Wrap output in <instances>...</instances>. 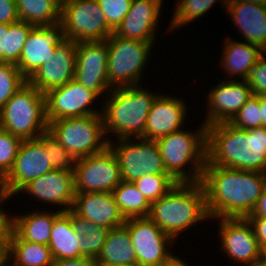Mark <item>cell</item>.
Wrapping results in <instances>:
<instances>
[{
  "label": "cell",
  "mask_w": 266,
  "mask_h": 266,
  "mask_svg": "<svg viewBox=\"0 0 266 266\" xmlns=\"http://www.w3.org/2000/svg\"><path fill=\"white\" fill-rule=\"evenodd\" d=\"M201 184L210 218H247L266 185V173L205 164Z\"/></svg>",
  "instance_id": "obj_1"
},
{
  "label": "cell",
  "mask_w": 266,
  "mask_h": 266,
  "mask_svg": "<svg viewBox=\"0 0 266 266\" xmlns=\"http://www.w3.org/2000/svg\"><path fill=\"white\" fill-rule=\"evenodd\" d=\"M266 173V128L243 130L229 122L206 128V163Z\"/></svg>",
  "instance_id": "obj_2"
},
{
  "label": "cell",
  "mask_w": 266,
  "mask_h": 266,
  "mask_svg": "<svg viewBox=\"0 0 266 266\" xmlns=\"http://www.w3.org/2000/svg\"><path fill=\"white\" fill-rule=\"evenodd\" d=\"M148 217L174 240L190 226L210 219L201 182H178L167 194L151 203Z\"/></svg>",
  "instance_id": "obj_3"
},
{
  "label": "cell",
  "mask_w": 266,
  "mask_h": 266,
  "mask_svg": "<svg viewBox=\"0 0 266 266\" xmlns=\"http://www.w3.org/2000/svg\"><path fill=\"white\" fill-rule=\"evenodd\" d=\"M148 91L140 85L111 89L101 111L105 135L113 133L116 139H122L140 138L145 134L148 113L159 95Z\"/></svg>",
  "instance_id": "obj_4"
},
{
  "label": "cell",
  "mask_w": 266,
  "mask_h": 266,
  "mask_svg": "<svg viewBox=\"0 0 266 266\" xmlns=\"http://www.w3.org/2000/svg\"><path fill=\"white\" fill-rule=\"evenodd\" d=\"M206 128L202 126L195 133L185 130L172 132L157 139L166 171L177 182H200L206 163ZM190 164L192 170L183 167Z\"/></svg>",
  "instance_id": "obj_5"
},
{
  "label": "cell",
  "mask_w": 266,
  "mask_h": 266,
  "mask_svg": "<svg viewBox=\"0 0 266 266\" xmlns=\"http://www.w3.org/2000/svg\"><path fill=\"white\" fill-rule=\"evenodd\" d=\"M0 128L21 138L36 139L48 130L45 94L28 82L0 109Z\"/></svg>",
  "instance_id": "obj_6"
},
{
  "label": "cell",
  "mask_w": 266,
  "mask_h": 266,
  "mask_svg": "<svg viewBox=\"0 0 266 266\" xmlns=\"http://www.w3.org/2000/svg\"><path fill=\"white\" fill-rule=\"evenodd\" d=\"M48 131L75 160L103 151L109 142L102 114L50 121Z\"/></svg>",
  "instance_id": "obj_7"
},
{
  "label": "cell",
  "mask_w": 266,
  "mask_h": 266,
  "mask_svg": "<svg viewBox=\"0 0 266 266\" xmlns=\"http://www.w3.org/2000/svg\"><path fill=\"white\" fill-rule=\"evenodd\" d=\"M108 43V84L115 87L140 85L153 43L125 39L114 33ZM140 82V83H139Z\"/></svg>",
  "instance_id": "obj_8"
},
{
  "label": "cell",
  "mask_w": 266,
  "mask_h": 266,
  "mask_svg": "<svg viewBox=\"0 0 266 266\" xmlns=\"http://www.w3.org/2000/svg\"><path fill=\"white\" fill-rule=\"evenodd\" d=\"M132 139L133 141L131 138L117 139L118 145L110 139L108 142L118 160L122 180L135 182L147 174L170 175L166 171L156 140L141 137ZM134 140L140 142L133 143Z\"/></svg>",
  "instance_id": "obj_9"
},
{
  "label": "cell",
  "mask_w": 266,
  "mask_h": 266,
  "mask_svg": "<svg viewBox=\"0 0 266 266\" xmlns=\"http://www.w3.org/2000/svg\"><path fill=\"white\" fill-rule=\"evenodd\" d=\"M64 37L76 42L105 41L114 31L108 26L97 0H72L61 6Z\"/></svg>",
  "instance_id": "obj_10"
},
{
  "label": "cell",
  "mask_w": 266,
  "mask_h": 266,
  "mask_svg": "<svg viewBox=\"0 0 266 266\" xmlns=\"http://www.w3.org/2000/svg\"><path fill=\"white\" fill-rule=\"evenodd\" d=\"M73 173L75 193H109L122 181L118 160L109 146L76 159Z\"/></svg>",
  "instance_id": "obj_11"
},
{
  "label": "cell",
  "mask_w": 266,
  "mask_h": 266,
  "mask_svg": "<svg viewBox=\"0 0 266 266\" xmlns=\"http://www.w3.org/2000/svg\"><path fill=\"white\" fill-rule=\"evenodd\" d=\"M124 225L128 228L139 266H165L176 258L168 248L176 240L149 217L130 218Z\"/></svg>",
  "instance_id": "obj_12"
},
{
  "label": "cell",
  "mask_w": 266,
  "mask_h": 266,
  "mask_svg": "<svg viewBox=\"0 0 266 266\" xmlns=\"http://www.w3.org/2000/svg\"><path fill=\"white\" fill-rule=\"evenodd\" d=\"M51 170L53 167L44 144L38 138L23 140L12 169L0 184L13 197L28 182Z\"/></svg>",
  "instance_id": "obj_13"
},
{
  "label": "cell",
  "mask_w": 266,
  "mask_h": 266,
  "mask_svg": "<svg viewBox=\"0 0 266 266\" xmlns=\"http://www.w3.org/2000/svg\"><path fill=\"white\" fill-rule=\"evenodd\" d=\"M107 64V40L77 42L74 79L98 96L112 88L108 84Z\"/></svg>",
  "instance_id": "obj_14"
},
{
  "label": "cell",
  "mask_w": 266,
  "mask_h": 266,
  "mask_svg": "<svg viewBox=\"0 0 266 266\" xmlns=\"http://www.w3.org/2000/svg\"><path fill=\"white\" fill-rule=\"evenodd\" d=\"M98 97L95 92L86 89L75 79L63 86L50 89L45 93L47 123L62 118L102 114L90 107Z\"/></svg>",
  "instance_id": "obj_15"
},
{
  "label": "cell",
  "mask_w": 266,
  "mask_h": 266,
  "mask_svg": "<svg viewBox=\"0 0 266 266\" xmlns=\"http://www.w3.org/2000/svg\"><path fill=\"white\" fill-rule=\"evenodd\" d=\"M222 251L241 265L254 266L259 261L260 245L247 218H217Z\"/></svg>",
  "instance_id": "obj_16"
},
{
  "label": "cell",
  "mask_w": 266,
  "mask_h": 266,
  "mask_svg": "<svg viewBox=\"0 0 266 266\" xmlns=\"http://www.w3.org/2000/svg\"><path fill=\"white\" fill-rule=\"evenodd\" d=\"M77 42L64 39L55 49L54 54L27 80L43 94L50 89L63 86L74 79Z\"/></svg>",
  "instance_id": "obj_17"
},
{
  "label": "cell",
  "mask_w": 266,
  "mask_h": 266,
  "mask_svg": "<svg viewBox=\"0 0 266 266\" xmlns=\"http://www.w3.org/2000/svg\"><path fill=\"white\" fill-rule=\"evenodd\" d=\"M253 95L247 80H223L208 93L206 126L230 122Z\"/></svg>",
  "instance_id": "obj_18"
},
{
  "label": "cell",
  "mask_w": 266,
  "mask_h": 266,
  "mask_svg": "<svg viewBox=\"0 0 266 266\" xmlns=\"http://www.w3.org/2000/svg\"><path fill=\"white\" fill-rule=\"evenodd\" d=\"M64 39V31L60 23L52 26H34L16 64L22 75L28 80L42 64L48 63L56 46Z\"/></svg>",
  "instance_id": "obj_19"
},
{
  "label": "cell",
  "mask_w": 266,
  "mask_h": 266,
  "mask_svg": "<svg viewBox=\"0 0 266 266\" xmlns=\"http://www.w3.org/2000/svg\"><path fill=\"white\" fill-rule=\"evenodd\" d=\"M33 195L38 201L49 203L50 205L64 206L60 208L62 212H67L72 208L75 190L73 171L53 169L42 176L31 180L19 191Z\"/></svg>",
  "instance_id": "obj_20"
},
{
  "label": "cell",
  "mask_w": 266,
  "mask_h": 266,
  "mask_svg": "<svg viewBox=\"0 0 266 266\" xmlns=\"http://www.w3.org/2000/svg\"><path fill=\"white\" fill-rule=\"evenodd\" d=\"M162 2V0H132L128 13L114 34L125 39L154 44Z\"/></svg>",
  "instance_id": "obj_21"
},
{
  "label": "cell",
  "mask_w": 266,
  "mask_h": 266,
  "mask_svg": "<svg viewBox=\"0 0 266 266\" xmlns=\"http://www.w3.org/2000/svg\"><path fill=\"white\" fill-rule=\"evenodd\" d=\"M184 100L171 95H158L148 113L145 134L147 140H157L183 128L187 106Z\"/></svg>",
  "instance_id": "obj_22"
},
{
  "label": "cell",
  "mask_w": 266,
  "mask_h": 266,
  "mask_svg": "<svg viewBox=\"0 0 266 266\" xmlns=\"http://www.w3.org/2000/svg\"><path fill=\"white\" fill-rule=\"evenodd\" d=\"M71 210L98 226L112 229L125 224L112 192L75 193Z\"/></svg>",
  "instance_id": "obj_23"
},
{
  "label": "cell",
  "mask_w": 266,
  "mask_h": 266,
  "mask_svg": "<svg viewBox=\"0 0 266 266\" xmlns=\"http://www.w3.org/2000/svg\"><path fill=\"white\" fill-rule=\"evenodd\" d=\"M226 10L245 42L262 48L266 43V6L243 0H228Z\"/></svg>",
  "instance_id": "obj_24"
},
{
  "label": "cell",
  "mask_w": 266,
  "mask_h": 266,
  "mask_svg": "<svg viewBox=\"0 0 266 266\" xmlns=\"http://www.w3.org/2000/svg\"><path fill=\"white\" fill-rule=\"evenodd\" d=\"M48 246L54 260L77 259L82 255V235L72 225V210L62 212L52 225Z\"/></svg>",
  "instance_id": "obj_25"
},
{
  "label": "cell",
  "mask_w": 266,
  "mask_h": 266,
  "mask_svg": "<svg viewBox=\"0 0 266 266\" xmlns=\"http://www.w3.org/2000/svg\"><path fill=\"white\" fill-rule=\"evenodd\" d=\"M225 39L220 64L228 77L239 76V80H247L251 69L262 56L261 48L247 43Z\"/></svg>",
  "instance_id": "obj_26"
},
{
  "label": "cell",
  "mask_w": 266,
  "mask_h": 266,
  "mask_svg": "<svg viewBox=\"0 0 266 266\" xmlns=\"http://www.w3.org/2000/svg\"><path fill=\"white\" fill-rule=\"evenodd\" d=\"M62 213L35 210L29 214L10 217L11 229L22 239L32 243L48 245L54 220Z\"/></svg>",
  "instance_id": "obj_27"
},
{
  "label": "cell",
  "mask_w": 266,
  "mask_h": 266,
  "mask_svg": "<svg viewBox=\"0 0 266 266\" xmlns=\"http://www.w3.org/2000/svg\"><path fill=\"white\" fill-rule=\"evenodd\" d=\"M96 261L98 265L138 264L128 228L124 224L108 231Z\"/></svg>",
  "instance_id": "obj_28"
},
{
  "label": "cell",
  "mask_w": 266,
  "mask_h": 266,
  "mask_svg": "<svg viewBox=\"0 0 266 266\" xmlns=\"http://www.w3.org/2000/svg\"><path fill=\"white\" fill-rule=\"evenodd\" d=\"M7 259L14 266H52L54 261L48 245L22 240L12 229L8 235Z\"/></svg>",
  "instance_id": "obj_29"
},
{
  "label": "cell",
  "mask_w": 266,
  "mask_h": 266,
  "mask_svg": "<svg viewBox=\"0 0 266 266\" xmlns=\"http://www.w3.org/2000/svg\"><path fill=\"white\" fill-rule=\"evenodd\" d=\"M20 21L34 26L60 23L61 7L55 0H15Z\"/></svg>",
  "instance_id": "obj_30"
},
{
  "label": "cell",
  "mask_w": 266,
  "mask_h": 266,
  "mask_svg": "<svg viewBox=\"0 0 266 266\" xmlns=\"http://www.w3.org/2000/svg\"><path fill=\"white\" fill-rule=\"evenodd\" d=\"M112 194L125 220L148 217L151 203L137 189L133 182L122 180L112 191Z\"/></svg>",
  "instance_id": "obj_31"
},
{
  "label": "cell",
  "mask_w": 266,
  "mask_h": 266,
  "mask_svg": "<svg viewBox=\"0 0 266 266\" xmlns=\"http://www.w3.org/2000/svg\"><path fill=\"white\" fill-rule=\"evenodd\" d=\"M72 225L82 235V255L97 258L106 240L109 229L98 226L72 211Z\"/></svg>",
  "instance_id": "obj_32"
},
{
  "label": "cell",
  "mask_w": 266,
  "mask_h": 266,
  "mask_svg": "<svg viewBox=\"0 0 266 266\" xmlns=\"http://www.w3.org/2000/svg\"><path fill=\"white\" fill-rule=\"evenodd\" d=\"M218 0H179L177 1L176 10L169 24L168 31L178 29L181 26L193 22L197 18L202 17L209 11ZM228 0H223L222 5L226 9Z\"/></svg>",
  "instance_id": "obj_33"
},
{
  "label": "cell",
  "mask_w": 266,
  "mask_h": 266,
  "mask_svg": "<svg viewBox=\"0 0 266 266\" xmlns=\"http://www.w3.org/2000/svg\"><path fill=\"white\" fill-rule=\"evenodd\" d=\"M133 183L146 199L153 203L167 194L178 182L171 175L147 174Z\"/></svg>",
  "instance_id": "obj_34"
},
{
  "label": "cell",
  "mask_w": 266,
  "mask_h": 266,
  "mask_svg": "<svg viewBox=\"0 0 266 266\" xmlns=\"http://www.w3.org/2000/svg\"><path fill=\"white\" fill-rule=\"evenodd\" d=\"M26 83L15 64L0 62V109Z\"/></svg>",
  "instance_id": "obj_35"
},
{
  "label": "cell",
  "mask_w": 266,
  "mask_h": 266,
  "mask_svg": "<svg viewBox=\"0 0 266 266\" xmlns=\"http://www.w3.org/2000/svg\"><path fill=\"white\" fill-rule=\"evenodd\" d=\"M38 139L44 144L53 169L74 170L75 159L48 130L42 133Z\"/></svg>",
  "instance_id": "obj_36"
},
{
  "label": "cell",
  "mask_w": 266,
  "mask_h": 266,
  "mask_svg": "<svg viewBox=\"0 0 266 266\" xmlns=\"http://www.w3.org/2000/svg\"><path fill=\"white\" fill-rule=\"evenodd\" d=\"M34 25L25 21L8 24L7 63L17 64L27 37Z\"/></svg>",
  "instance_id": "obj_37"
},
{
  "label": "cell",
  "mask_w": 266,
  "mask_h": 266,
  "mask_svg": "<svg viewBox=\"0 0 266 266\" xmlns=\"http://www.w3.org/2000/svg\"><path fill=\"white\" fill-rule=\"evenodd\" d=\"M23 140L0 128V182L12 169Z\"/></svg>",
  "instance_id": "obj_38"
},
{
  "label": "cell",
  "mask_w": 266,
  "mask_h": 266,
  "mask_svg": "<svg viewBox=\"0 0 266 266\" xmlns=\"http://www.w3.org/2000/svg\"><path fill=\"white\" fill-rule=\"evenodd\" d=\"M260 111L259 96L252 95L229 123L243 130L260 128Z\"/></svg>",
  "instance_id": "obj_39"
},
{
  "label": "cell",
  "mask_w": 266,
  "mask_h": 266,
  "mask_svg": "<svg viewBox=\"0 0 266 266\" xmlns=\"http://www.w3.org/2000/svg\"><path fill=\"white\" fill-rule=\"evenodd\" d=\"M108 26L115 31L128 13L132 0H97Z\"/></svg>",
  "instance_id": "obj_40"
},
{
  "label": "cell",
  "mask_w": 266,
  "mask_h": 266,
  "mask_svg": "<svg viewBox=\"0 0 266 266\" xmlns=\"http://www.w3.org/2000/svg\"><path fill=\"white\" fill-rule=\"evenodd\" d=\"M247 83L255 96H266V58L261 56L251 69Z\"/></svg>",
  "instance_id": "obj_41"
},
{
  "label": "cell",
  "mask_w": 266,
  "mask_h": 266,
  "mask_svg": "<svg viewBox=\"0 0 266 266\" xmlns=\"http://www.w3.org/2000/svg\"><path fill=\"white\" fill-rule=\"evenodd\" d=\"M20 21L15 0H0V24Z\"/></svg>",
  "instance_id": "obj_42"
},
{
  "label": "cell",
  "mask_w": 266,
  "mask_h": 266,
  "mask_svg": "<svg viewBox=\"0 0 266 266\" xmlns=\"http://www.w3.org/2000/svg\"><path fill=\"white\" fill-rule=\"evenodd\" d=\"M253 227L255 236L259 245L266 244V218L264 217H247Z\"/></svg>",
  "instance_id": "obj_43"
},
{
  "label": "cell",
  "mask_w": 266,
  "mask_h": 266,
  "mask_svg": "<svg viewBox=\"0 0 266 266\" xmlns=\"http://www.w3.org/2000/svg\"><path fill=\"white\" fill-rule=\"evenodd\" d=\"M52 266H99L96 258L81 257L77 259L54 260Z\"/></svg>",
  "instance_id": "obj_44"
},
{
  "label": "cell",
  "mask_w": 266,
  "mask_h": 266,
  "mask_svg": "<svg viewBox=\"0 0 266 266\" xmlns=\"http://www.w3.org/2000/svg\"><path fill=\"white\" fill-rule=\"evenodd\" d=\"M10 198L11 196L4 190V188L0 184V203H3L5 200H8ZM10 229V216L5 212L4 209H1L0 204V232H10Z\"/></svg>",
  "instance_id": "obj_45"
},
{
  "label": "cell",
  "mask_w": 266,
  "mask_h": 266,
  "mask_svg": "<svg viewBox=\"0 0 266 266\" xmlns=\"http://www.w3.org/2000/svg\"><path fill=\"white\" fill-rule=\"evenodd\" d=\"M8 24H0V62H7Z\"/></svg>",
  "instance_id": "obj_46"
},
{
  "label": "cell",
  "mask_w": 266,
  "mask_h": 266,
  "mask_svg": "<svg viewBox=\"0 0 266 266\" xmlns=\"http://www.w3.org/2000/svg\"><path fill=\"white\" fill-rule=\"evenodd\" d=\"M248 217H264L266 218V185L264 187V190L259 197L258 203L256 207L254 208L251 215Z\"/></svg>",
  "instance_id": "obj_47"
},
{
  "label": "cell",
  "mask_w": 266,
  "mask_h": 266,
  "mask_svg": "<svg viewBox=\"0 0 266 266\" xmlns=\"http://www.w3.org/2000/svg\"><path fill=\"white\" fill-rule=\"evenodd\" d=\"M9 232H0V264L7 260Z\"/></svg>",
  "instance_id": "obj_48"
},
{
  "label": "cell",
  "mask_w": 266,
  "mask_h": 266,
  "mask_svg": "<svg viewBox=\"0 0 266 266\" xmlns=\"http://www.w3.org/2000/svg\"><path fill=\"white\" fill-rule=\"evenodd\" d=\"M261 127L266 128V96H259Z\"/></svg>",
  "instance_id": "obj_49"
},
{
  "label": "cell",
  "mask_w": 266,
  "mask_h": 266,
  "mask_svg": "<svg viewBox=\"0 0 266 266\" xmlns=\"http://www.w3.org/2000/svg\"><path fill=\"white\" fill-rule=\"evenodd\" d=\"M165 266H190L185 263V261H182L180 257H176L171 263L165 265Z\"/></svg>",
  "instance_id": "obj_50"
},
{
  "label": "cell",
  "mask_w": 266,
  "mask_h": 266,
  "mask_svg": "<svg viewBox=\"0 0 266 266\" xmlns=\"http://www.w3.org/2000/svg\"><path fill=\"white\" fill-rule=\"evenodd\" d=\"M259 261L260 262H266V244H263L260 246Z\"/></svg>",
  "instance_id": "obj_51"
},
{
  "label": "cell",
  "mask_w": 266,
  "mask_h": 266,
  "mask_svg": "<svg viewBox=\"0 0 266 266\" xmlns=\"http://www.w3.org/2000/svg\"><path fill=\"white\" fill-rule=\"evenodd\" d=\"M243 1H248V2L257 3V4L266 6V0H243Z\"/></svg>",
  "instance_id": "obj_52"
},
{
  "label": "cell",
  "mask_w": 266,
  "mask_h": 266,
  "mask_svg": "<svg viewBox=\"0 0 266 266\" xmlns=\"http://www.w3.org/2000/svg\"><path fill=\"white\" fill-rule=\"evenodd\" d=\"M57 2V4L61 7L62 5H64L65 3H68L72 0H55Z\"/></svg>",
  "instance_id": "obj_53"
},
{
  "label": "cell",
  "mask_w": 266,
  "mask_h": 266,
  "mask_svg": "<svg viewBox=\"0 0 266 266\" xmlns=\"http://www.w3.org/2000/svg\"><path fill=\"white\" fill-rule=\"evenodd\" d=\"M0 266H14V265L11 263V261L7 259L4 263L0 264Z\"/></svg>",
  "instance_id": "obj_54"
},
{
  "label": "cell",
  "mask_w": 266,
  "mask_h": 266,
  "mask_svg": "<svg viewBox=\"0 0 266 266\" xmlns=\"http://www.w3.org/2000/svg\"><path fill=\"white\" fill-rule=\"evenodd\" d=\"M262 56L266 58V43L264 46L261 48Z\"/></svg>",
  "instance_id": "obj_55"
},
{
  "label": "cell",
  "mask_w": 266,
  "mask_h": 266,
  "mask_svg": "<svg viewBox=\"0 0 266 266\" xmlns=\"http://www.w3.org/2000/svg\"><path fill=\"white\" fill-rule=\"evenodd\" d=\"M99 266H139V265L138 264H134V265L123 264V265H99Z\"/></svg>",
  "instance_id": "obj_56"
},
{
  "label": "cell",
  "mask_w": 266,
  "mask_h": 266,
  "mask_svg": "<svg viewBox=\"0 0 266 266\" xmlns=\"http://www.w3.org/2000/svg\"><path fill=\"white\" fill-rule=\"evenodd\" d=\"M254 266H266V262L258 261Z\"/></svg>",
  "instance_id": "obj_57"
}]
</instances>
